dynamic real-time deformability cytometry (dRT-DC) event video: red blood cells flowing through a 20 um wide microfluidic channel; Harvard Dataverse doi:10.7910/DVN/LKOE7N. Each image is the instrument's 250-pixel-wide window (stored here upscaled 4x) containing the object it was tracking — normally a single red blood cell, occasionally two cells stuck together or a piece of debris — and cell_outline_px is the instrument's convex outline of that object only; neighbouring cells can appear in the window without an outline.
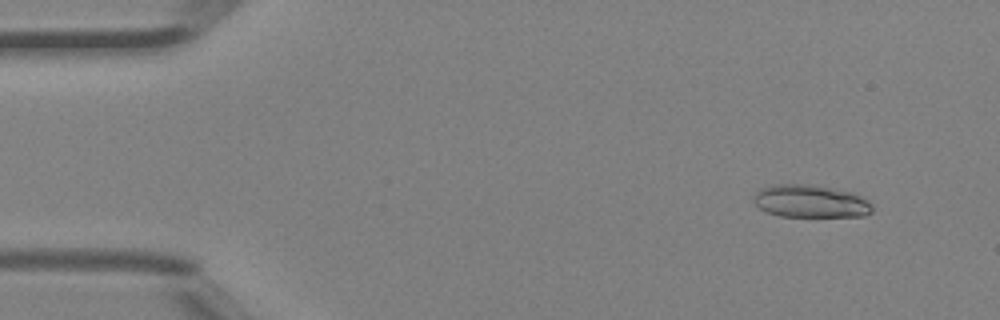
{"species": "Egyptian fruit bat (a non-hibernating species)", "species_latin": "Rousettus aegyptiacus", "temperature_condition": "room temperature", "stored_images_in_passage": 4, "camera_frame_rate_fps": 3000, "um_per_image_px": 0.085, "animal": {"sex": "female"}, "frame": {"image": 1, "passage_image": 1, "time_ms": 0.0, "image_size_px": [1000, 320], "cell_outline_px": [[872, 212], [864, 216], [780, 216], [768, 212], [760, 208], [752, 200], [752, 196], [760, 188], [772, 184], [808, 184], [852, 192], [864, 196], [872, 204]], "centroid_in_image_um": [68.89, 17.1], "position_along_channel_um": 16.1, "area_um2": 22.72}}